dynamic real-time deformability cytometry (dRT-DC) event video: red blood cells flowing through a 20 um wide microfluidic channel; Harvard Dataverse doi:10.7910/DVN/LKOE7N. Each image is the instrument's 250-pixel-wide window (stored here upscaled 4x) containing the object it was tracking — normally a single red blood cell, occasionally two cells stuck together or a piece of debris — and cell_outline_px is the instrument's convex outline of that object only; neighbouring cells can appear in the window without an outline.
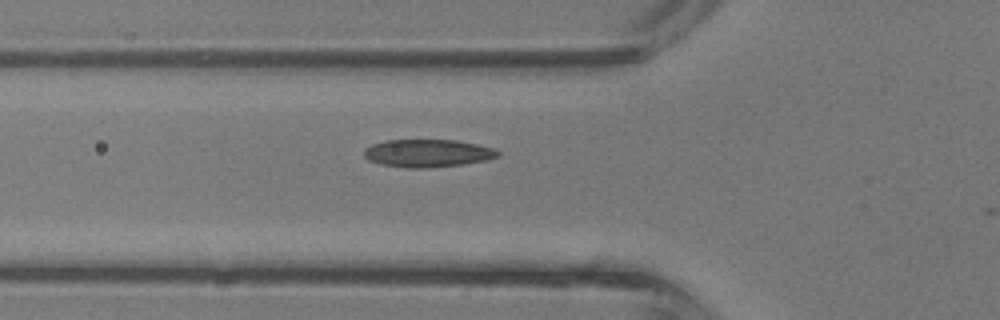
{"species": "common noctule bat (a hibernating species)", "species_latin": "Nyctalus noctula", "temperature_condition": "room temperature", "stored_images_in_passage": 26, "camera_frame_rate_fps": 3000, "um_per_image_px": 0.085, "animal": {"sex": "male", "body_mass_g": 13.3}, "frame": {"image": 1, "passage_image": 2, "time_ms": 0.333, "image_size_px": [1000, 320], "cell_outline_px": [[500, 156], [488, 160], [464, 164], [428, 168], [408, 168], [380, 164], [368, 160], [364, 156], [364, 148], [372, 144], [384, 140], [456, 140], [496, 148], [500, 152]], "centroid_in_image_um": [36.37, 13.02], "position_along_channel_um": 89.4, "area_um2": 21.91}}
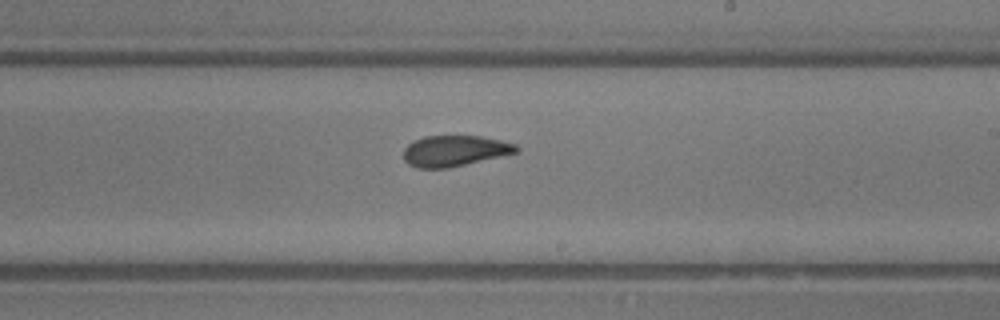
{"frame": {"image": 2, "passage_image": 12, "time_ms": 3.667, "image_size_px": [1000, 320], "cell_outline_px": [[520, 152], [448, 168], [416, 168], [408, 164], [404, 160], [404, 148], [408, 144], [424, 136], [480, 136], [500, 140], [516, 144], [520, 148]], "centroid_in_image_um": [38.66, 12.83], "position_along_channel_um": 250.3, "area_um2": 20.35}}
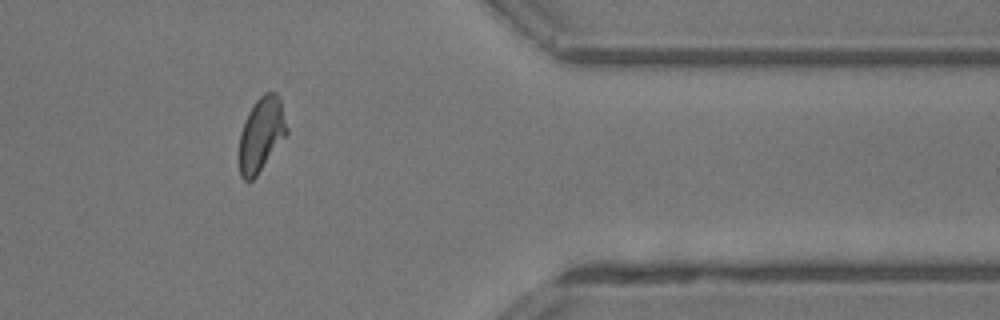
{"frame": {"image": 3, "passage_image": 22, "time_ms": 7.0, "image_size_px": [1000, 320], "cell_outline_px": [[288, 132], [256, 176], [252, 180], [244, 180], [240, 176], [240, 132], [244, 120], [252, 104], [264, 92], [276, 92], [280, 100], [288, 128]], "centroid_in_image_um": [22.2, 11.38], "position_along_channel_um": 389.2, "area_um2": 20.35}}